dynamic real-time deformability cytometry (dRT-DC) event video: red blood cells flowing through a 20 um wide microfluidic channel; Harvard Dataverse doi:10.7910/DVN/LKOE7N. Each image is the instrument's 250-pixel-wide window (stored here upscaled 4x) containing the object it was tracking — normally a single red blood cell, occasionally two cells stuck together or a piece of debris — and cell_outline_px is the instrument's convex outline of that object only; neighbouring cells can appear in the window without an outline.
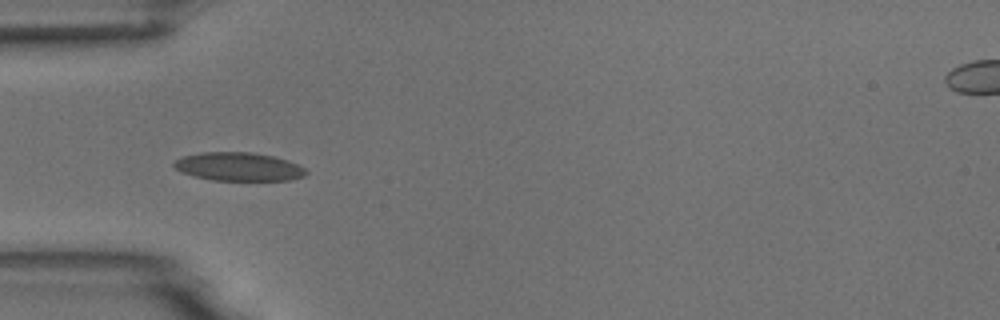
{"species": "common noctule bat (a hibernating species)", "species_latin": "Nyctalus noctula", "temperature_condition": "room temperature", "stored_images_in_passage": 6, "camera_frame_rate_fps": 3000, "um_per_image_px": 0.085, "animal": {"sex": "male", "body_mass_g": 18.8}, "frame": {"image": 1, "passage_image": 5, "time_ms": 4.667, "image_size_px": [1000, 320], "cell_outline_px": [[308, 172], [304, 176], [288, 180], [212, 180], [180, 172], [172, 164], [176, 160], [184, 156], [200, 152], [252, 152], [272, 156], [288, 160], [304, 168]], "centroid_in_image_um": [20.28, 14.16], "position_along_channel_um": 64.7, "area_um2": 21.73}}